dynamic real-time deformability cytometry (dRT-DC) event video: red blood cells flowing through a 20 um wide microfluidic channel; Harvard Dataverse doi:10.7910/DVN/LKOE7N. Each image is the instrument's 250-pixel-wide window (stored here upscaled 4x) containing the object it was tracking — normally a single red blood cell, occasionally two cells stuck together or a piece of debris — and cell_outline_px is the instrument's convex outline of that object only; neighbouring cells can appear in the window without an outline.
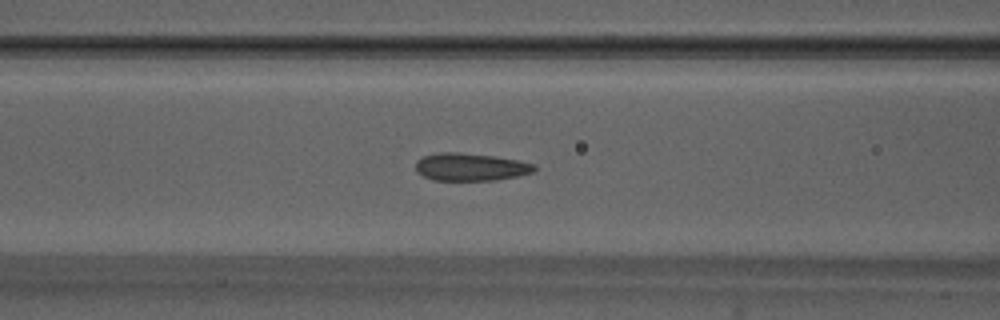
{"species": "Egyptian fruit bat (a non-hibernating species)", "species_latin": "Rousettus aegyptiacus", "temperature_condition": "warm", "stored_images_in_passage": 53, "camera_frame_rate_fps": 3000, "um_per_image_px": 0.085, "animal": {"sex": "male"}, "frame": {"image": 1, "passage_image": 22, "time_ms": 7.0, "image_size_px": [1000, 320], "cell_outline_px": [[536, 168], [532, 172], [516, 176], [496, 180], [432, 180], [416, 172], [416, 160], [424, 156], [440, 152], [460, 152], [492, 156], [516, 160], [536, 164]], "centroid_in_image_um": [39.96, 14.19], "position_along_channel_um": 126.6, "area_um2": 19.02}}
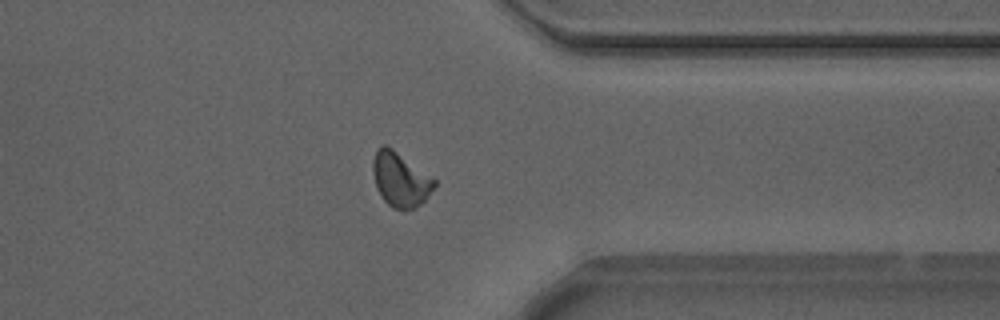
{"frame": {"image": 2, "passage_image": 42, "time_ms": 13.667, "image_size_px": [1000, 320], "cell_outline_px": [[436, 184], [424, 200], [416, 208], [392, 208], [380, 196], [376, 188], [372, 172], [372, 164], [376, 148], [384, 144], [392, 148], [436, 180]], "centroid_in_image_um": [33.99, 15.24], "position_along_channel_um": 377.4, "area_um2": 19.25}}
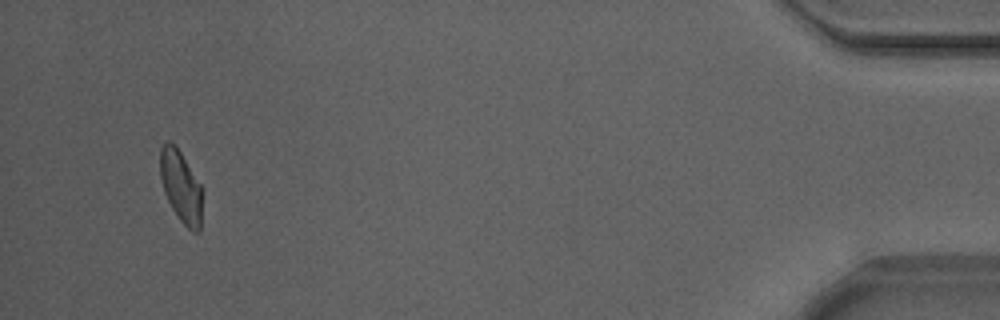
{"frame": {"image": 3, "passage_image": 51, "time_ms": 16.667, "image_size_px": [1000, 320], "cell_outline_px": [[200, 232], [192, 232], [180, 220], [172, 208], [164, 192], [160, 176], [160, 148], [168, 140], [172, 140], [176, 144], [200, 184]], "centroid_in_image_um": [15.34, 15.8], "position_along_channel_um": 419.9, "area_um2": 17.34}, "authors_computed_cell_mechanics": {"area_um2": 18.785, "velocity_mm_per_s": 3.8666, "shape_relaxation_time_tau1_ms": 4.8524, "shape_relaxation_time_tau2_ms": 1.2117, "deformation_change_tau1": 0.134, "deformation_change_tau2": 0.0766}}